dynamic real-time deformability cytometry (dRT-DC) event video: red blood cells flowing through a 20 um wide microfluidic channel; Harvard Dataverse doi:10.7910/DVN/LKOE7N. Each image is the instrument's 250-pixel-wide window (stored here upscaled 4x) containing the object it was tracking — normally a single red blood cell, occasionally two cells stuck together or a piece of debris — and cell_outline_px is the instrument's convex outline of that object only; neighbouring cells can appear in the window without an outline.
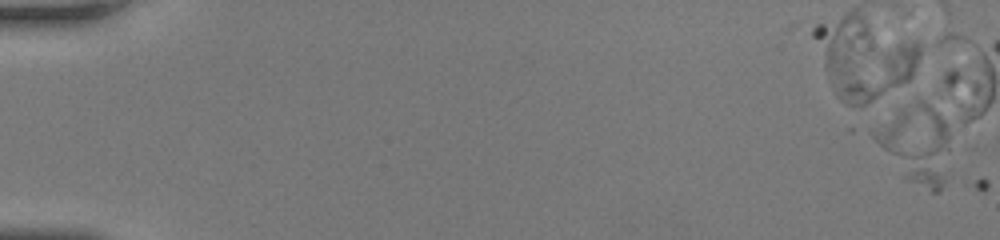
{"species": "human", "species_latin": "Homo sapiens", "temperature_condition": "room temperature", "stored_images_in_passage": 2, "camera_frame_rate_fps": 3000, "um_per_image_px": 0.085, "donor": {"sex": "female"}, "frame": {"image": 1, "passage_image": 2, "time_ms": 0.333, "image_size_px": [1000, 240], "cell_outline_px": [[948, 148], [944, 180], [940, 188], [936, 192], [932, 192], [908, 180], [868, 132], [916, 100], [924, 100], [948, 124]], "centroid_in_image_um": [77.88, 12.23], "position_along_channel_um": 7.1, "area_um2": 33.0}}